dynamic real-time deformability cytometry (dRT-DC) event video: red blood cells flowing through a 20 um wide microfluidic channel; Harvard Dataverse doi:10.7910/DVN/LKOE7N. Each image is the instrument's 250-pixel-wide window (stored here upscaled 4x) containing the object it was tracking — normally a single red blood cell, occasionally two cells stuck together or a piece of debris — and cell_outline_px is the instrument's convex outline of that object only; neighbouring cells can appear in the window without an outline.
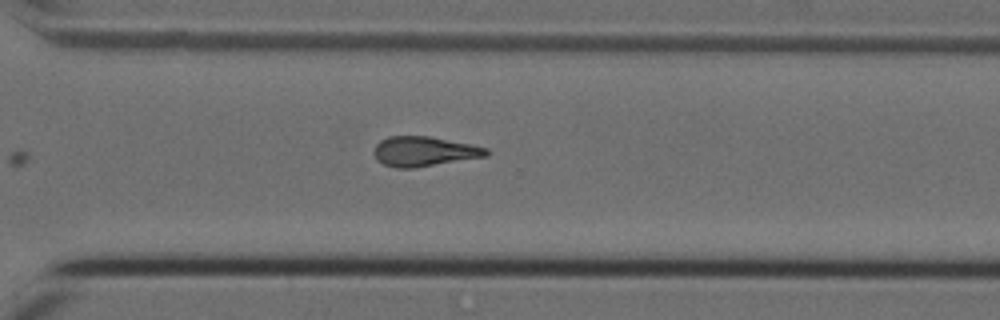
{"species": "Egyptian fruit bat (a non-hibernating species)", "species_latin": "Rousettus aegyptiacus", "temperature_condition": "cold", "stored_images_in_passage": 11, "camera_frame_rate_fps": 3000, "um_per_image_px": 0.085, "animal": {"sex": "female"}, "frame": {"image": 1, "passage_image": 11, "time_ms": 3.333, "image_size_px": [1000, 320], "cell_outline_px": [[488, 156], [416, 168], [392, 168], [376, 160], [372, 152], [376, 144], [380, 140], [388, 136], [428, 136], [488, 148]], "centroid_in_image_um": [35.99, 12.88], "position_along_channel_um": 334.6, "area_um2": 19.65}}